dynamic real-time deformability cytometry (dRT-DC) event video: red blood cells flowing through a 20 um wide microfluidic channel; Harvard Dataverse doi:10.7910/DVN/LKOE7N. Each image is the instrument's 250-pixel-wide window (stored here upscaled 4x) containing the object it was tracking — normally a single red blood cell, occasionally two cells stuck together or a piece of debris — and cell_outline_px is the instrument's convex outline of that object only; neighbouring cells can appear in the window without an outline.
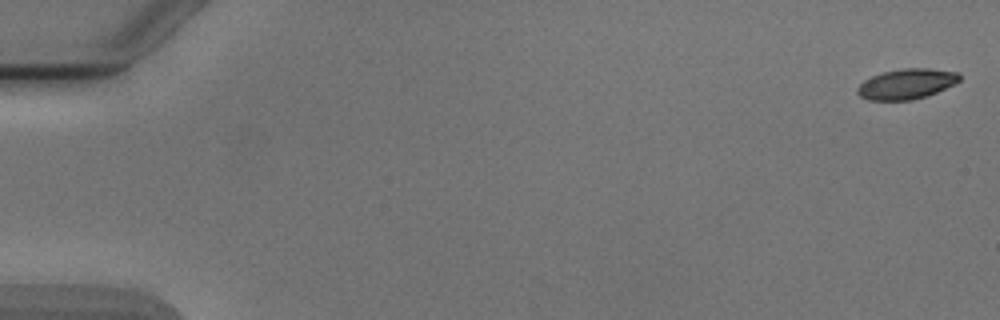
{"species": "Egyptian fruit bat (a non-hibernating species)", "species_latin": "Rousettus aegyptiacus", "temperature_condition": "cold", "stored_images_in_passage": 5, "camera_frame_rate_fps": 3000, "um_per_image_px": 0.085, "animal": {"sex": "male"}, "frame": {"image": 1, "passage_image": 1, "time_ms": 0.0, "image_size_px": [1000, 320], "cell_outline_px": [[960, 80], [928, 96], [912, 100], [868, 100], [860, 96], [856, 92], [856, 88], [864, 80], [872, 76], [884, 72], [904, 68], [928, 68], [960, 72]], "centroid_in_image_um": [77.04, 7.13], "position_along_channel_um": 8.0, "area_um2": 17.98}}
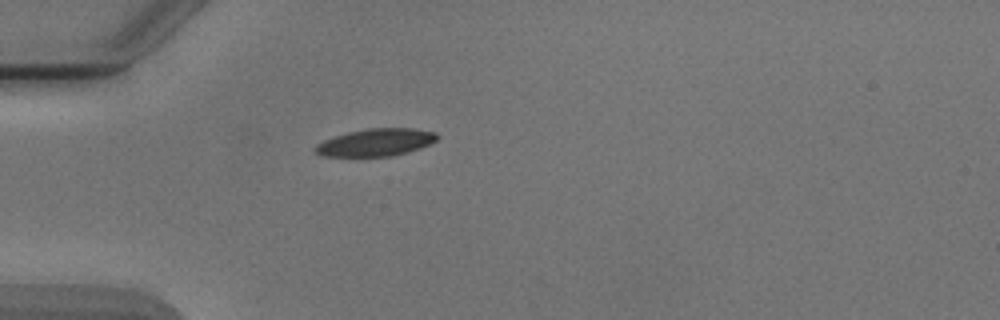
{"frame": {"image": 2, "passage_image": 5, "time_ms": 5.0, "image_size_px": [1000, 320], "cell_outline_px": [[440, 136], [436, 140], [420, 148], [392, 156], [320, 156], [312, 148], [316, 144], [324, 140], [348, 132], [368, 128], [412, 128], [436, 132]], "centroid_in_image_um": [31.93, 12.1], "position_along_channel_um": 53.1, "area_um2": 19.42}}